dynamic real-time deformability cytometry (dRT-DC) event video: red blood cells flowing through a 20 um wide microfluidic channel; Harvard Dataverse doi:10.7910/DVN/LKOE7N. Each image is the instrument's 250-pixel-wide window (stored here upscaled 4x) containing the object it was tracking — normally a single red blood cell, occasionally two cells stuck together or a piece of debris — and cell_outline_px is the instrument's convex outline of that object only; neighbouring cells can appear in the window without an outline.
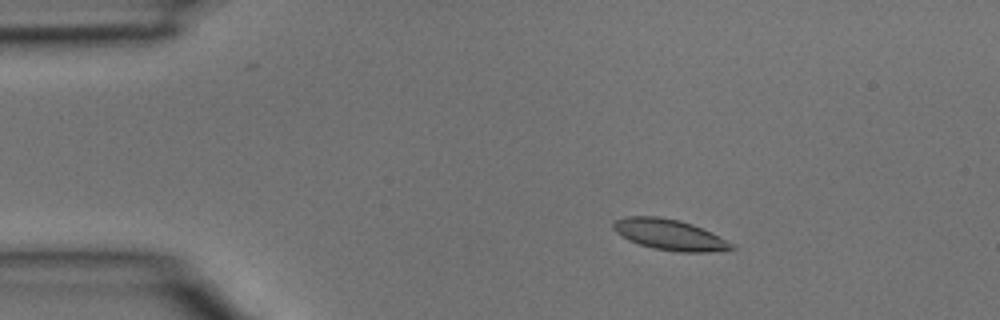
{"species": "common noctule bat (a hibernating species)", "species_latin": "Nyctalus noctula", "temperature_condition": "room temperature", "stored_images_in_passage": 4, "camera_frame_rate_fps": 3000, "um_per_image_px": 0.085, "animal": {"sex": "male", "body_mass_g": 15.6}, "frame": {"image": 1, "passage_image": 3, "time_ms": 0.667, "image_size_px": [1000, 320], "cell_outline_px": [[736, 248], [708, 252], [680, 252], [652, 248], [628, 240], [616, 232], [612, 228], [612, 224], [616, 220], [624, 216], [656, 216], [680, 220], [692, 224], [732, 244]], "centroid_in_image_um": [56.83, 19.94], "position_along_channel_um": 28.2, "area_um2": 20.81}}